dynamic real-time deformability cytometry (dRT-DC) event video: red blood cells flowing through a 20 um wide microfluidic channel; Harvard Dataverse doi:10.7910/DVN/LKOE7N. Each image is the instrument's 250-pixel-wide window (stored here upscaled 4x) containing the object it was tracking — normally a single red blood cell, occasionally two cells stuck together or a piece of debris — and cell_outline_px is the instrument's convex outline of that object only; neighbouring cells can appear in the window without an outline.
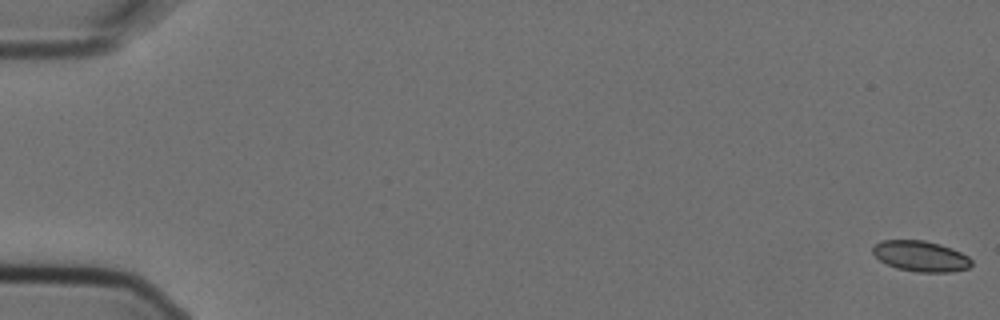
{"species": "Egyptian fruit bat (a non-hibernating species)", "species_latin": "Rousettus aegyptiacus", "temperature_condition": "cold", "stored_images_in_passage": 8, "camera_frame_rate_fps": 3000, "um_per_image_px": 0.085, "animal": {"sex": "female"}, "frame": {"image": 1, "passage_image": 1, "time_ms": 0.0, "image_size_px": [1000, 320], "cell_outline_px": [[972, 264], [968, 268], [952, 272], [920, 272], [896, 268], [880, 260], [872, 252], [872, 248], [880, 240], [924, 240], [940, 244], [952, 248], [968, 256], [972, 260]], "centroid_in_image_um": [78.27, 21.77], "position_along_channel_um": 6.7, "area_um2": 17.63}}
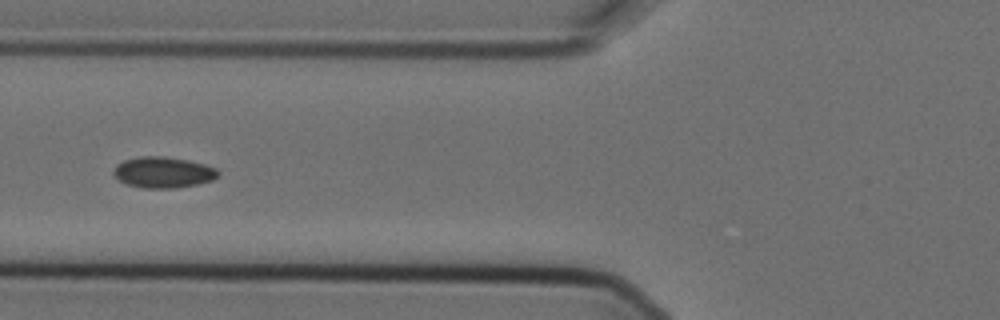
{"frame": {"image": 2, "passage_image": 6, "time_ms": 1.667, "image_size_px": [1000, 320], "cell_outline_px": [[220, 176], [212, 180], [196, 184], [172, 188], [144, 188], [128, 184], [120, 180], [112, 172], [116, 164], [124, 160], [140, 156], [164, 156], [188, 160], [204, 164], [216, 168], [220, 172]], "centroid_in_image_um": [13.89, 14.64], "position_along_channel_um": 111.9, "area_um2": 18.84}}
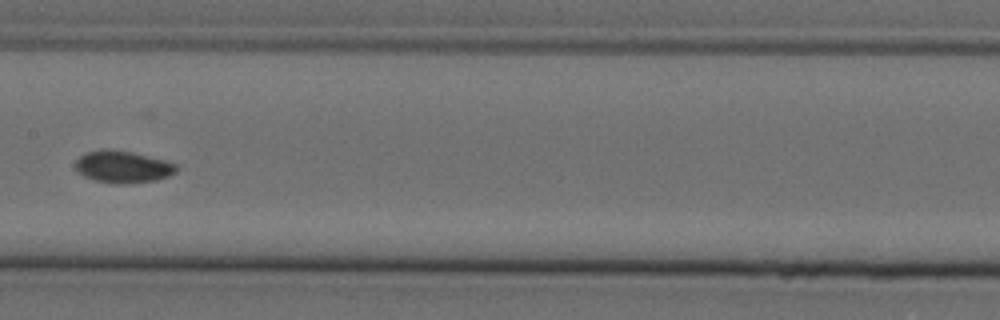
{"frame": {"image": 3, "passage_image": 8, "time_ms": 2.333, "image_size_px": [1000, 320], "cell_outline_px": [[180, 168], [176, 172], [168, 176], [156, 180], [124, 184], [112, 184], [96, 180], [84, 176], [76, 168], [76, 160], [84, 152], [132, 152], [164, 160], [176, 164]], "centroid_in_image_um": [10.5, 14.22], "position_along_channel_um": 196.9, "area_um2": 18.21}}